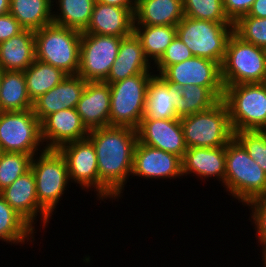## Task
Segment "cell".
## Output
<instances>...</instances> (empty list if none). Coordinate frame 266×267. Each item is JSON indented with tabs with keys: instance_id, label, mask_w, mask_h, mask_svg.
<instances>
[{
	"instance_id": "cell-1",
	"label": "cell",
	"mask_w": 266,
	"mask_h": 267,
	"mask_svg": "<svg viewBox=\"0 0 266 267\" xmlns=\"http://www.w3.org/2000/svg\"><path fill=\"white\" fill-rule=\"evenodd\" d=\"M98 164L99 200L119 199L132 174L137 130L124 126H105L89 130Z\"/></svg>"
},
{
	"instance_id": "cell-17",
	"label": "cell",
	"mask_w": 266,
	"mask_h": 267,
	"mask_svg": "<svg viewBox=\"0 0 266 267\" xmlns=\"http://www.w3.org/2000/svg\"><path fill=\"white\" fill-rule=\"evenodd\" d=\"M88 134L76 108L62 109L41 122V137L46 142V149H58L68 142L85 139Z\"/></svg>"
},
{
	"instance_id": "cell-10",
	"label": "cell",
	"mask_w": 266,
	"mask_h": 267,
	"mask_svg": "<svg viewBox=\"0 0 266 267\" xmlns=\"http://www.w3.org/2000/svg\"><path fill=\"white\" fill-rule=\"evenodd\" d=\"M0 148L2 152H21L31 157L46 150L41 122L32 109L0 112Z\"/></svg>"
},
{
	"instance_id": "cell-5",
	"label": "cell",
	"mask_w": 266,
	"mask_h": 267,
	"mask_svg": "<svg viewBox=\"0 0 266 267\" xmlns=\"http://www.w3.org/2000/svg\"><path fill=\"white\" fill-rule=\"evenodd\" d=\"M180 122L187 148L226 146L234 137L229 110L223 100L211 109L181 117Z\"/></svg>"
},
{
	"instance_id": "cell-13",
	"label": "cell",
	"mask_w": 266,
	"mask_h": 267,
	"mask_svg": "<svg viewBox=\"0 0 266 267\" xmlns=\"http://www.w3.org/2000/svg\"><path fill=\"white\" fill-rule=\"evenodd\" d=\"M65 158L70 181L84 189L94 187L99 200V174L97 156L92 142L88 139L68 142L57 149Z\"/></svg>"
},
{
	"instance_id": "cell-4",
	"label": "cell",
	"mask_w": 266,
	"mask_h": 267,
	"mask_svg": "<svg viewBox=\"0 0 266 267\" xmlns=\"http://www.w3.org/2000/svg\"><path fill=\"white\" fill-rule=\"evenodd\" d=\"M221 78L224 88L228 85L266 82L265 49L245 42L233 32L226 44Z\"/></svg>"
},
{
	"instance_id": "cell-6",
	"label": "cell",
	"mask_w": 266,
	"mask_h": 267,
	"mask_svg": "<svg viewBox=\"0 0 266 267\" xmlns=\"http://www.w3.org/2000/svg\"><path fill=\"white\" fill-rule=\"evenodd\" d=\"M233 23H218L184 16L176 25V35L194 56L222 65Z\"/></svg>"
},
{
	"instance_id": "cell-36",
	"label": "cell",
	"mask_w": 266,
	"mask_h": 267,
	"mask_svg": "<svg viewBox=\"0 0 266 267\" xmlns=\"http://www.w3.org/2000/svg\"><path fill=\"white\" fill-rule=\"evenodd\" d=\"M234 137L242 144L248 155L266 172V142L258 130L234 132Z\"/></svg>"
},
{
	"instance_id": "cell-46",
	"label": "cell",
	"mask_w": 266,
	"mask_h": 267,
	"mask_svg": "<svg viewBox=\"0 0 266 267\" xmlns=\"http://www.w3.org/2000/svg\"><path fill=\"white\" fill-rule=\"evenodd\" d=\"M4 70L0 67V86L2 83V77H3Z\"/></svg>"
},
{
	"instance_id": "cell-12",
	"label": "cell",
	"mask_w": 266,
	"mask_h": 267,
	"mask_svg": "<svg viewBox=\"0 0 266 267\" xmlns=\"http://www.w3.org/2000/svg\"><path fill=\"white\" fill-rule=\"evenodd\" d=\"M168 83L199 85L209 88L220 100H223L224 85L221 78V65L198 56L180 63L169 65L160 74Z\"/></svg>"
},
{
	"instance_id": "cell-45",
	"label": "cell",
	"mask_w": 266,
	"mask_h": 267,
	"mask_svg": "<svg viewBox=\"0 0 266 267\" xmlns=\"http://www.w3.org/2000/svg\"><path fill=\"white\" fill-rule=\"evenodd\" d=\"M262 260H263V264L266 266V247H264L263 249H262Z\"/></svg>"
},
{
	"instance_id": "cell-43",
	"label": "cell",
	"mask_w": 266,
	"mask_h": 267,
	"mask_svg": "<svg viewBox=\"0 0 266 267\" xmlns=\"http://www.w3.org/2000/svg\"><path fill=\"white\" fill-rule=\"evenodd\" d=\"M10 0H0V16L9 13Z\"/></svg>"
},
{
	"instance_id": "cell-37",
	"label": "cell",
	"mask_w": 266,
	"mask_h": 267,
	"mask_svg": "<svg viewBox=\"0 0 266 267\" xmlns=\"http://www.w3.org/2000/svg\"><path fill=\"white\" fill-rule=\"evenodd\" d=\"M194 55L189 50V48L180 40L176 35L170 45L167 47L165 53L161 58L153 65V70L155 67L156 71H159V75L169 66L180 63L187 59L192 58Z\"/></svg>"
},
{
	"instance_id": "cell-11",
	"label": "cell",
	"mask_w": 266,
	"mask_h": 267,
	"mask_svg": "<svg viewBox=\"0 0 266 267\" xmlns=\"http://www.w3.org/2000/svg\"><path fill=\"white\" fill-rule=\"evenodd\" d=\"M124 37L81 32L80 65L77 75L87 82L104 81Z\"/></svg>"
},
{
	"instance_id": "cell-40",
	"label": "cell",
	"mask_w": 266,
	"mask_h": 267,
	"mask_svg": "<svg viewBox=\"0 0 266 267\" xmlns=\"http://www.w3.org/2000/svg\"><path fill=\"white\" fill-rule=\"evenodd\" d=\"M23 30L24 28L10 13L0 16V43L18 35Z\"/></svg>"
},
{
	"instance_id": "cell-22",
	"label": "cell",
	"mask_w": 266,
	"mask_h": 267,
	"mask_svg": "<svg viewBox=\"0 0 266 267\" xmlns=\"http://www.w3.org/2000/svg\"><path fill=\"white\" fill-rule=\"evenodd\" d=\"M181 161L184 176L193 173L201 179L216 177L218 181L224 183L226 173L225 146L215 148L189 147Z\"/></svg>"
},
{
	"instance_id": "cell-34",
	"label": "cell",
	"mask_w": 266,
	"mask_h": 267,
	"mask_svg": "<svg viewBox=\"0 0 266 267\" xmlns=\"http://www.w3.org/2000/svg\"><path fill=\"white\" fill-rule=\"evenodd\" d=\"M32 157L21 152H1L0 191L30 169Z\"/></svg>"
},
{
	"instance_id": "cell-3",
	"label": "cell",
	"mask_w": 266,
	"mask_h": 267,
	"mask_svg": "<svg viewBox=\"0 0 266 267\" xmlns=\"http://www.w3.org/2000/svg\"><path fill=\"white\" fill-rule=\"evenodd\" d=\"M36 59L67 75H77L80 65L81 32L51 23L34 31Z\"/></svg>"
},
{
	"instance_id": "cell-29",
	"label": "cell",
	"mask_w": 266,
	"mask_h": 267,
	"mask_svg": "<svg viewBox=\"0 0 266 267\" xmlns=\"http://www.w3.org/2000/svg\"><path fill=\"white\" fill-rule=\"evenodd\" d=\"M133 32L142 43L145 57L155 64L176 37V26L134 25Z\"/></svg>"
},
{
	"instance_id": "cell-44",
	"label": "cell",
	"mask_w": 266,
	"mask_h": 267,
	"mask_svg": "<svg viewBox=\"0 0 266 267\" xmlns=\"http://www.w3.org/2000/svg\"><path fill=\"white\" fill-rule=\"evenodd\" d=\"M258 132L264 137L266 142V123L258 129Z\"/></svg>"
},
{
	"instance_id": "cell-28",
	"label": "cell",
	"mask_w": 266,
	"mask_h": 267,
	"mask_svg": "<svg viewBox=\"0 0 266 267\" xmlns=\"http://www.w3.org/2000/svg\"><path fill=\"white\" fill-rule=\"evenodd\" d=\"M176 88L175 110L181 118L211 109L221 100L207 87L172 84Z\"/></svg>"
},
{
	"instance_id": "cell-41",
	"label": "cell",
	"mask_w": 266,
	"mask_h": 267,
	"mask_svg": "<svg viewBox=\"0 0 266 267\" xmlns=\"http://www.w3.org/2000/svg\"><path fill=\"white\" fill-rule=\"evenodd\" d=\"M245 16L266 18V0H255L250 11Z\"/></svg>"
},
{
	"instance_id": "cell-14",
	"label": "cell",
	"mask_w": 266,
	"mask_h": 267,
	"mask_svg": "<svg viewBox=\"0 0 266 267\" xmlns=\"http://www.w3.org/2000/svg\"><path fill=\"white\" fill-rule=\"evenodd\" d=\"M132 175L157 180L180 178L183 176L182 161L175 154L138 141L134 150Z\"/></svg>"
},
{
	"instance_id": "cell-18",
	"label": "cell",
	"mask_w": 266,
	"mask_h": 267,
	"mask_svg": "<svg viewBox=\"0 0 266 267\" xmlns=\"http://www.w3.org/2000/svg\"><path fill=\"white\" fill-rule=\"evenodd\" d=\"M86 83L79 75H67L58 85L33 101V113L42 122L52 113L76 108Z\"/></svg>"
},
{
	"instance_id": "cell-30",
	"label": "cell",
	"mask_w": 266,
	"mask_h": 267,
	"mask_svg": "<svg viewBox=\"0 0 266 267\" xmlns=\"http://www.w3.org/2000/svg\"><path fill=\"white\" fill-rule=\"evenodd\" d=\"M56 1L57 12L53 11V23L79 32H84L91 20L96 0H52ZM60 12V13H59ZM55 13V14H54Z\"/></svg>"
},
{
	"instance_id": "cell-39",
	"label": "cell",
	"mask_w": 266,
	"mask_h": 267,
	"mask_svg": "<svg viewBox=\"0 0 266 267\" xmlns=\"http://www.w3.org/2000/svg\"><path fill=\"white\" fill-rule=\"evenodd\" d=\"M255 0H223L226 16L234 24L239 18L250 11Z\"/></svg>"
},
{
	"instance_id": "cell-19",
	"label": "cell",
	"mask_w": 266,
	"mask_h": 267,
	"mask_svg": "<svg viewBox=\"0 0 266 267\" xmlns=\"http://www.w3.org/2000/svg\"><path fill=\"white\" fill-rule=\"evenodd\" d=\"M135 8H123L95 2L91 20L84 31L115 37H127L134 31Z\"/></svg>"
},
{
	"instance_id": "cell-42",
	"label": "cell",
	"mask_w": 266,
	"mask_h": 267,
	"mask_svg": "<svg viewBox=\"0 0 266 267\" xmlns=\"http://www.w3.org/2000/svg\"><path fill=\"white\" fill-rule=\"evenodd\" d=\"M97 2L123 8H135L137 0H96Z\"/></svg>"
},
{
	"instance_id": "cell-32",
	"label": "cell",
	"mask_w": 266,
	"mask_h": 267,
	"mask_svg": "<svg viewBox=\"0 0 266 267\" xmlns=\"http://www.w3.org/2000/svg\"><path fill=\"white\" fill-rule=\"evenodd\" d=\"M35 229L0 195V240L13 244L34 241ZM30 237V238H29Z\"/></svg>"
},
{
	"instance_id": "cell-31",
	"label": "cell",
	"mask_w": 266,
	"mask_h": 267,
	"mask_svg": "<svg viewBox=\"0 0 266 267\" xmlns=\"http://www.w3.org/2000/svg\"><path fill=\"white\" fill-rule=\"evenodd\" d=\"M24 75L27 93L32 102L67 76L62 70L37 59L24 71Z\"/></svg>"
},
{
	"instance_id": "cell-2",
	"label": "cell",
	"mask_w": 266,
	"mask_h": 267,
	"mask_svg": "<svg viewBox=\"0 0 266 267\" xmlns=\"http://www.w3.org/2000/svg\"><path fill=\"white\" fill-rule=\"evenodd\" d=\"M226 173L223 187L242 205L266 197V172L233 137L225 146Z\"/></svg>"
},
{
	"instance_id": "cell-16",
	"label": "cell",
	"mask_w": 266,
	"mask_h": 267,
	"mask_svg": "<svg viewBox=\"0 0 266 267\" xmlns=\"http://www.w3.org/2000/svg\"><path fill=\"white\" fill-rule=\"evenodd\" d=\"M5 201L22 216L34 229L37 216L41 217V225L46 227L51 216L39 205L35 178L31 168L17 178L12 184L0 191Z\"/></svg>"
},
{
	"instance_id": "cell-8",
	"label": "cell",
	"mask_w": 266,
	"mask_h": 267,
	"mask_svg": "<svg viewBox=\"0 0 266 267\" xmlns=\"http://www.w3.org/2000/svg\"><path fill=\"white\" fill-rule=\"evenodd\" d=\"M154 73H141L110 85V126L137 129L144 117L147 86Z\"/></svg>"
},
{
	"instance_id": "cell-21",
	"label": "cell",
	"mask_w": 266,
	"mask_h": 267,
	"mask_svg": "<svg viewBox=\"0 0 266 267\" xmlns=\"http://www.w3.org/2000/svg\"><path fill=\"white\" fill-rule=\"evenodd\" d=\"M152 66L144 55L140 39L133 32L121 39L118 55L103 82L111 84L137 74L153 73L150 72Z\"/></svg>"
},
{
	"instance_id": "cell-35",
	"label": "cell",
	"mask_w": 266,
	"mask_h": 267,
	"mask_svg": "<svg viewBox=\"0 0 266 267\" xmlns=\"http://www.w3.org/2000/svg\"><path fill=\"white\" fill-rule=\"evenodd\" d=\"M233 32L245 42L266 48V18L242 16L233 24Z\"/></svg>"
},
{
	"instance_id": "cell-7",
	"label": "cell",
	"mask_w": 266,
	"mask_h": 267,
	"mask_svg": "<svg viewBox=\"0 0 266 267\" xmlns=\"http://www.w3.org/2000/svg\"><path fill=\"white\" fill-rule=\"evenodd\" d=\"M223 101L234 132L258 130L266 123V82L228 85Z\"/></svg>"
},
{
	"instance_id": "cell-24",
	"label": "cell",
	"mask_w": 266,
	"mask_h": 267,
	"mask_svg": "<svg viewBox=\"0 0 266 267\" xmlns=\"http://www.w3.org/2000/svg\"><path fill=\"white\" fill-rule=\"evenodd\" d=\"M36 59L34 31L24 29L0 43V67L3 70L25 71Z\"/></svg>"
},
{
	"instance_id": "cell-20",
	"label": "cell",
	"mask_w": 266,
	"mask_h": 267,
	"mask_svg": "<svg viewBox=\"0 0 266 267\" xmlns=\"http://www.w3.org/2000/svg\"><path fill=\"white\" fill-rule=\"evenodd\" d=\"M76 111L88 130L110 126V85L87 82Z\"/></svg>"
},
{
	"instance_id": "cell-23",
	"label": "cell",
	"mask_w": 266,
	"mask_h": 267,
	"mask_svg": "<svg viewBox=\"0 0 266 267\" xmlns=\"http://www.w3.org/2000/svg\"><path fill=\"white\" fill-rule=\"evenodd\" d=\"M184 17L182 0H137L134 25L176 26Z\"/></svg>"
},
{
	"instance_id": "cell-25",
	"label": "cell",
	"mask_w": 266,
	"mask_h": 267,
	"mask_svg": "<svg viewBox=\"0 0 266 267\" xmlns=\"http://www.w3.org/2000/svg\"><path fill=\"white\" fill-rule=\"evenodd\" d=\"M174 85L154 74L147 86L145 113L142 119H180L175 110Z\"/></svg>"
},
{
	"instance_id": "cell-15",
	"label": "cell",
	"mask_w": 266,
	"mask_h": 267,
	"mask_svg": "<svg viewBox=\"0 0 266 267\" xmlns=\"http://www.w3.org/2000/svg\"><path fill=\"white\" fill-rule=\"evenodd\" d=\"M138 141L147 146L175 154L181 159L187 150L180 119H141Z\"/></svg>"
},
{
	"instance_id": "cell-26",
	"label": "cell",
	"mask_w": 266,
	"mask_h": 267,
	"mask_svg": "<svg viewBox=\"0 0 266 267\" xmlns=\"http://www.w3.org/2000/svg\"><path fill=\"white\" fill-rule=\"evenodd\" d=\"M53 5L52 0H10L9 13L24 29L36 31L53 23Z\"/></svg>"
},
{
	"instance_id": "cell-38",
	"label": "cell",
	"mask_w": 266,
	"mask_h": 267,
	"mask_svg": "<svg viewBox=\"0 0 266 267\" xmlns=\"http://www.w3.org/2000/svg\"><path fill=\"white\" fill-rule=\"evenodd\" d=\"M246 205L251 209V222L255 225V235L263 249L266 247V197L251 200Z\"/></svg>"
},
{
	"instance_id": "cell-33",
	"label": "cell",
	"mask_w": 266,
	"mask_h": 267,
	"mask_svg": "<svg viewBox=\"0 0 266 267\" xmlns=\"http://www.w3.org/2000/svg\"><path fill=\"white\" fill-rule=\"evenodd\" d=\"M184 16L218 23H232L225 14L223 0H182Z\"/></svg>"
},
{
	"instance_id": "cell-9",
	"label": "cell",
	"mask_w": 266,
	"mask_h": 267,
	"mask_svg": "<svg viewBox=\"0 0 266 267\" xmlns=\"http://www.w3.org/2000/svg\"><path fill=\"white\" fill-rule=\"evenodd\" d=\"M39 205L50 215L70 182L67 163L57 149H46L31 159Z\"/></svg>"
},
{
	"instance_id": "cell-27",
	"label": "cell",
	"mask_w": 266,
	"mask_h": 267,
	"mask_svg": "<svg viewBox=\"0 0 266 267\" xmlns=\"http://www.w3.org/2000/svg\"><path fill=\"white\" fill-rule=\"evenodd\" d=\"M24 71L4 70L0 86V112L31 110Z\"/></svg>"
}]
</instances>
